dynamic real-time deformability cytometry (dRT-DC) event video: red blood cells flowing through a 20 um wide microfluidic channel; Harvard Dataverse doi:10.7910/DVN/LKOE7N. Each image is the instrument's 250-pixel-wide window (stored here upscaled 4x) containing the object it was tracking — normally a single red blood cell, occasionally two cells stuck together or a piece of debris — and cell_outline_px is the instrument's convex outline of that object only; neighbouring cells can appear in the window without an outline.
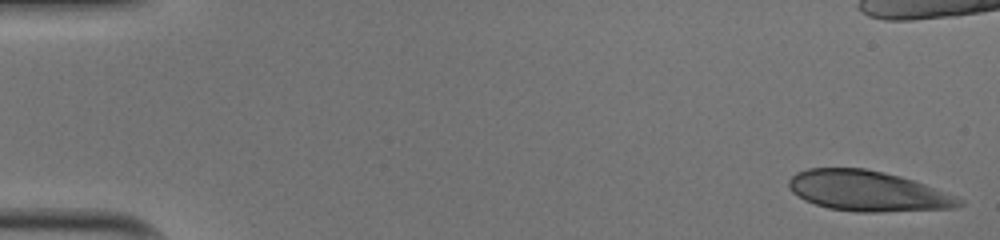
{"species": "human", "species_latin": "Homo sapiens", "temperature_condition": "cold", "stored_images_in_passage": 44, "camera_frame_rate_fps": 3000, "um_per_image_px": 0.085, "donor": {"sex": "male"}, "frame": {"image": 1, "passage_image": 1, "time_ms": 0.0, "image_size_px": [1000, 240], "cell_outline_px": [[964, 204], [952, 208], [876, 212], [856, 212], [828, 208], [804, 200], [792, 192], [788, 184], [788, 180], [796, 172], [808, 168], [864, 168], [912, 180], [924, 184], [964, 200]], "centroid_in_image_um": [73.7, 16.24], "position_along_channel_um": 11.3, "area_um2": 39.59}}
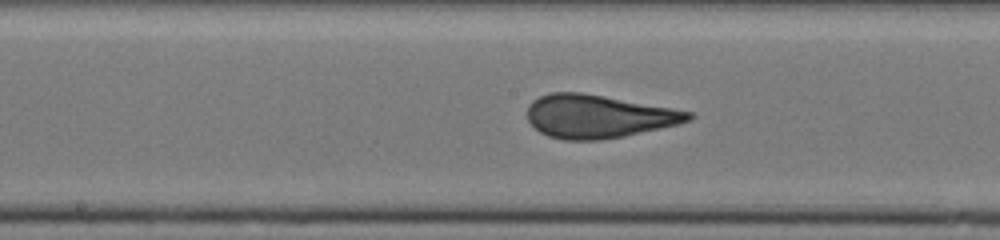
{"frame": {"image": 2, "passage_image": 26, "time_ms": 8.333, "image_size_px": [1000, 240], "cell_outline_px": [[696, 116], [692, 120], [676, 124], [624, 136], [600, 140], [564, 140], [548, 136], [540, 132], [528, 120], [528, 104], [532, 100], [540, 96], [552, 92], [584, 92], [672, 108], [692, 112]], "centroid_in_image_um": [50.84, 9.88], "position_along_channel_um": 197.4, "area_um2": 40.52}}
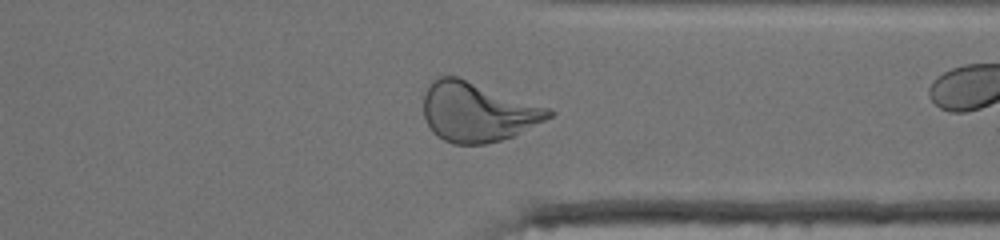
{"frame": {"image": 3, "passage_image": 39, "time_ms": 12.667, "image_size_px": [1000, 240], "cell_outline_px": [[556, 112], [552, 116], [512, 136], [500, 140], [484, 144], [452, 144], [444, 140], [432, 132], [424, 116], [424, 92], [432, 80], [440, 76], [456, 76], [548, 108]], "centroid_in_image_um": [40.54, 9.52], "position_along_channel_um": 370.9, "area_um2": 42.77}}